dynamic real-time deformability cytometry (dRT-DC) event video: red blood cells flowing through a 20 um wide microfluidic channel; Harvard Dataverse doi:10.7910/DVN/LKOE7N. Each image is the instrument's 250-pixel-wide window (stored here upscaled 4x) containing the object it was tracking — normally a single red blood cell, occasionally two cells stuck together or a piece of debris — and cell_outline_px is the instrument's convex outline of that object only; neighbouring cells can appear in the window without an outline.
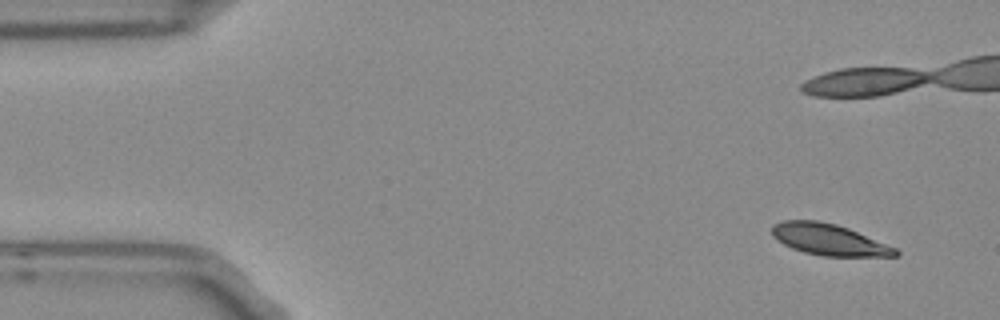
{"species": "Egyptian fruit bat (a non-hibernating species)", "species_latin": "Rousettus aegyptiacus", "temperature_condition": "room temperature", "stored_images_in_passage": 11, "camera_frame_rate_fps": 3000, "um_per_image_px": 0.085, "frame": {"image": 1, "passage_image": 1, "time_ms": 0.0, "image_size_px": [1000, 320], "cell_outline_px": [[900, 256], [824, 256], [804, 252], [792, 248], [784, 244], [772, 236], [772, 224], [784, 220], [816, 220], [836, 224], [848, 228], [896, 248], [900, 252]], "centroid_in_image_um": [70.45, 20.36], "position_along_channel_um": 14.5, "area_um2": 22.43}}
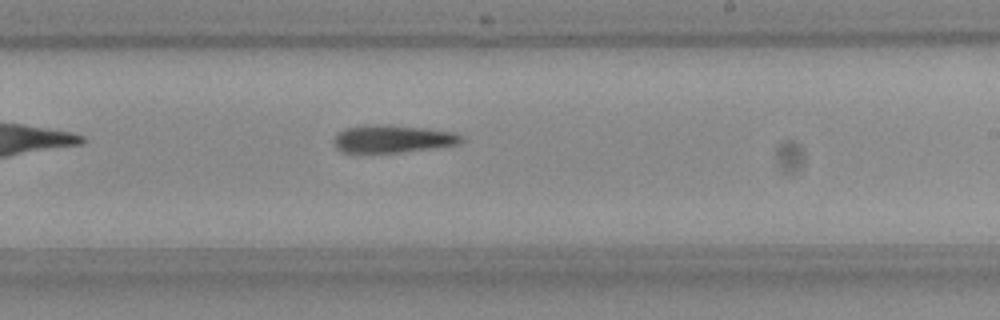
{"frame": {"image": 2, "passage_image": 11, "time_ms": 3.333, "image_size_px": [1000, 320], "cell_outline_px": [[464, 140], [460, 144], [432, 148], [400, 152], [340, 152], [332, 144], [332, 140], [344, 128], [376, 124], [388, 124], [424, 128], [456, 132], [464, 136]], "centroid_in_image_um": [33.4, 11.79], "position_along_channel_um": 255.6, "area_um2": 20.69}}